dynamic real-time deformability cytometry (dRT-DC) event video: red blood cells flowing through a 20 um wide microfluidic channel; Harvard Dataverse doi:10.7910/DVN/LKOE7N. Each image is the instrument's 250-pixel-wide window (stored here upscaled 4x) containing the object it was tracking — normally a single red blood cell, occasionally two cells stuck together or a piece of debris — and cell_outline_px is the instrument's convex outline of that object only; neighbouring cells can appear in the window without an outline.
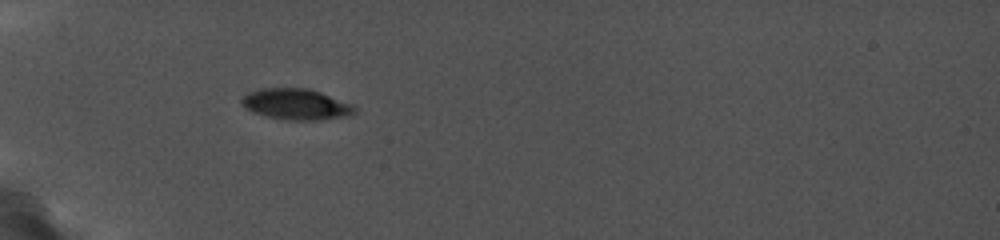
{"species": "common noctule bat (a hibernating species)", "species_latin": "Nyctalus noctula", "temperature_condition": "cold", "stored_images_in_passage": 41, "camera_frame_rate_fps": 5000, "um_per_image_px": 0.085, "animal": {"sex": "female", "body_mass_g": 19.0, "forearm_length_mm": 56.7}, "frame": {"image": 1, "passage_image": 1, "time_ms": 0.0, "image_size_px": [1000, 240], "cell_outline_px": [[356, 108], [352, 112], [344, 116], [316, 120], [284, 120], [264, 116], [252, 112], [240, 100], [244, 96], [260, 88], [308, 88], [320, 92], [348, 104]], "centroid_in_image_um": [25.1, 8.86], "position_along_channel_um": 59.9, "area_um2": 19.77}}
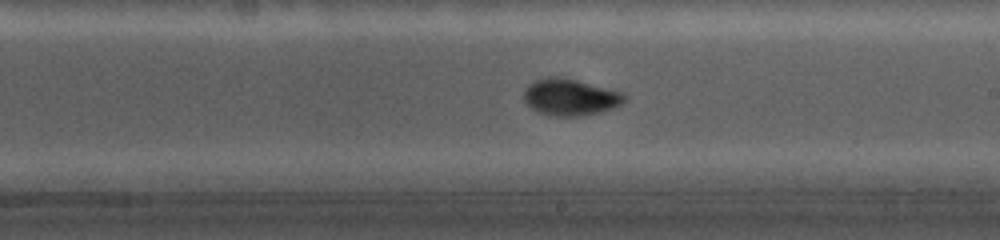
{"frame": {"image": 2, "passage_image": 26, "time_ms": 5.2, "image_size_px": [1000, 240], "cell_outline_px": [[624, 100], [620, 104], [612, 108], [600, 112], [580, 116], [548, 116], [532, 108], [524, 100], [524, 92], [536, 80], [556, 76], [576, 80], [620, 92], [624, 96]], "centroid_in_image_um": [48.45, 8.28], "position_along_channel_um": 240.5, "area_um2": 20.81}}
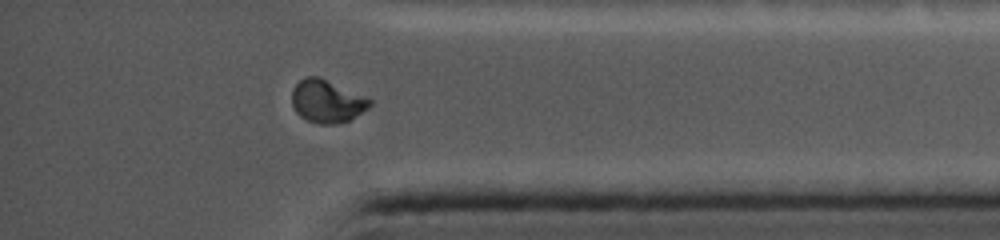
{"frame": {"image": 3, "passage_image": 38, "time_ms": 9.6, "image_size_px": [1000, 240], "cell_outline_px": [[372, 104], [368, 108], [348, 120], [340, 124], [320, 124], [308, 120], [300, 116], [296, 112], [292, 104], [292, 88], [304, 76], [320, 76], [372, 100]], "centroid_in_image_um": [27.76, 8.59], "position_along_channel_um": 407.4, "area_um2": 19.36}}